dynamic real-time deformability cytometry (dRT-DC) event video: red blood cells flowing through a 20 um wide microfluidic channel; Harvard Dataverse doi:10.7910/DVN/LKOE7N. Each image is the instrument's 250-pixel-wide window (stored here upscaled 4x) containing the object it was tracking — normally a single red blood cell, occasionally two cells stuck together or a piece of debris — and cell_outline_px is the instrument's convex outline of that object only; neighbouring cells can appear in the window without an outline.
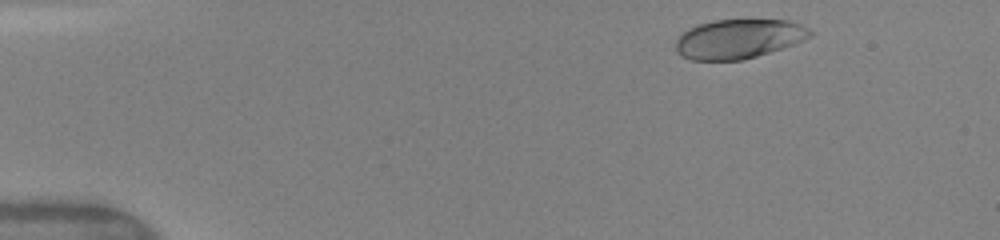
{"species": "human", "species_latin": "Homo sapiens", "temperature_condition": "warm", "stored_images_in_passage": 20, "camera_frame_rate_fps": 3000, "um_per_image_px": 0.085, "donor": {"sex": "female"}, "frame": {"image": 1, "passage_image": 1, "time_ms": 0.0, "image_size_px": [1000, 240], "cell_outline_px": [[812, 36], [792, 44], [744, 60], [692, 60], [680, 56], [676, 52], [676, 36], [688, 28], [696, 24], [716, 20], [788, 20], [800, 24], [808, 28], [812, 32]], "centroid_in_image_um": [62.72, 3.3], "position_along_channel_um": 22.3, "area_um2": 30.81}}
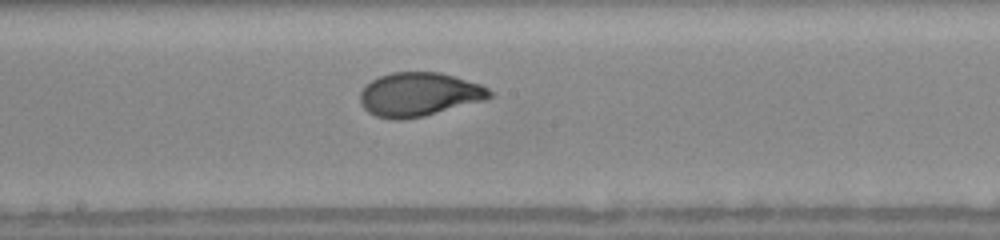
{"frame": {"image": 2, "passage_image": 11, "time_ms": 7.0, "image_size_px": [1000, 240], "cell_outline_px": [[496, 92], [488, 100], [424, 116], [404, 120], [392, 120], [376, 116], [368, 112], [360, 104], [360, 92], [372, 80], [380, 76], [392, 72], [440, 72], [480, 84]], "centroid_in_image_um": [35.66, 8.04], "position_along_channel_um": 212.5, "area_um2": 33.35}}
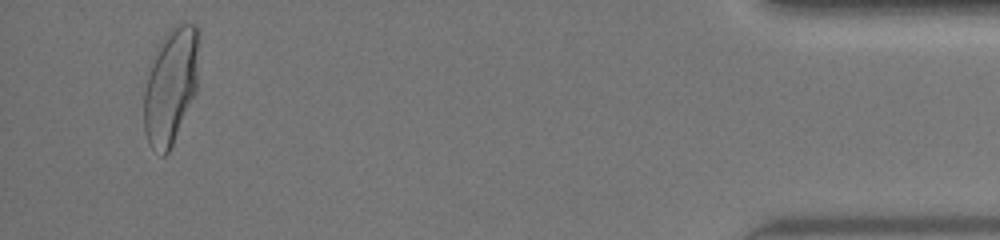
{"frame": {"image": 3, "passage_image": 20, "time_ms": 13.667, "image_size_px": [1000, 240], "cell_outline_px": [[200, 32], [196, 92], [172, 144], [168, 152], [164, 156], [152, 148], [144, 132], [144, 88], [148, 64], [160, 40], [172, 24], [196, 24], [200, 28]], "centroid_in_image_um": [14.51, 7.2], "position_along_channel_um": 420.7, "area_um2": 37.86}, "authors_computed_cell_mechanics": {"area_um2": 32.5125, "velocity_mm_per_s": 4.1017, "shape_relaxation_time_tau1_ms": 3.7011, "shape_relaxation_time_tau2_ms": null, "deformation_change_tau1": 0.1751, "deformation_change_tau2": null}}